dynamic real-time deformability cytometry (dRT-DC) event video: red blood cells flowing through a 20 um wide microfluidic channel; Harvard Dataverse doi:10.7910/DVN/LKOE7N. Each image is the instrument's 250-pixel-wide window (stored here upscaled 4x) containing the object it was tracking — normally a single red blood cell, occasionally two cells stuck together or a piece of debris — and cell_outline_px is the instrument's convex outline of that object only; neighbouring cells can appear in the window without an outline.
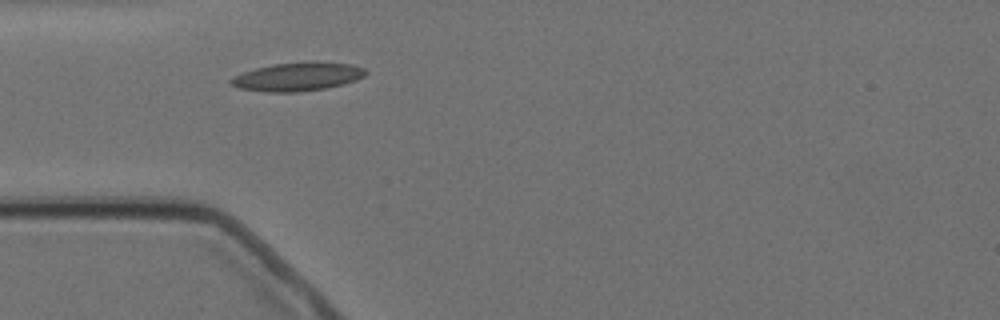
{"species": "Egyptian fruit bat (a non-hibernating species)", "species_latin": "Rousettus aegyptiacus", "temperature_condition": "cold", "stored_images_in_passage": 2, "camera_frame_rate_fps": 3000, "um_per_image_px": 0.085, "animal": {"sex": "female"}, "frame": {"image": 1, "passage_image": 1, "time_ms": 0.0, "image_size_px": [1000, 320], "cell_outline_px": [[368, 72], [364, 76], [356, 80], [344, 84], [328, 88], [300, 92], [268, 92], [240, 88], [232, 84], [228, 80], [232, 76], [256, 68], [272, 64], [312, 60], [316, 60], [352, 64], [364, 68]], "centroid_in_image_um": [25.34, 6.5], "position_along_channel_um": 59.7, "area_um2": 22.83}}
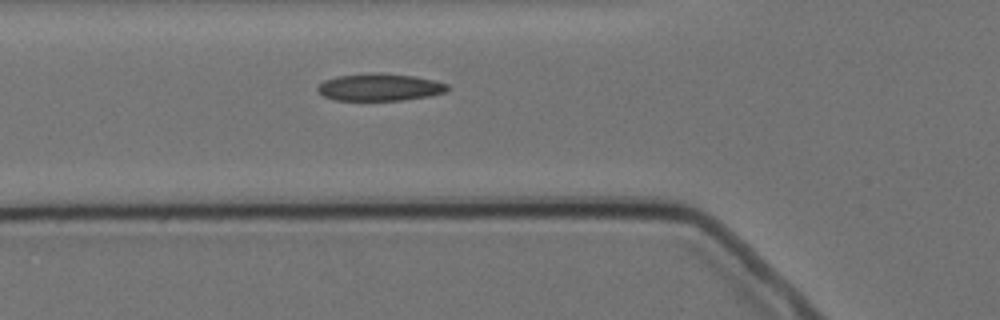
{"frame": {"image": 2, "passage_image": 2, "time_ms": 1.0, "image_size_px": [1000, 320], "cell_outline_px": [[448, 88], [444, 92], [428, 96], [404, 100], [336, 100], [324, 96], [316, 88], [324, 80], [336, 76], [380, 72], [412, 76], [432, 80], [448, 84]], "centroid_in_image_um": [32.25, 7.41], "position_along_channel_um": 93.6, "area_um2": 20.4}}